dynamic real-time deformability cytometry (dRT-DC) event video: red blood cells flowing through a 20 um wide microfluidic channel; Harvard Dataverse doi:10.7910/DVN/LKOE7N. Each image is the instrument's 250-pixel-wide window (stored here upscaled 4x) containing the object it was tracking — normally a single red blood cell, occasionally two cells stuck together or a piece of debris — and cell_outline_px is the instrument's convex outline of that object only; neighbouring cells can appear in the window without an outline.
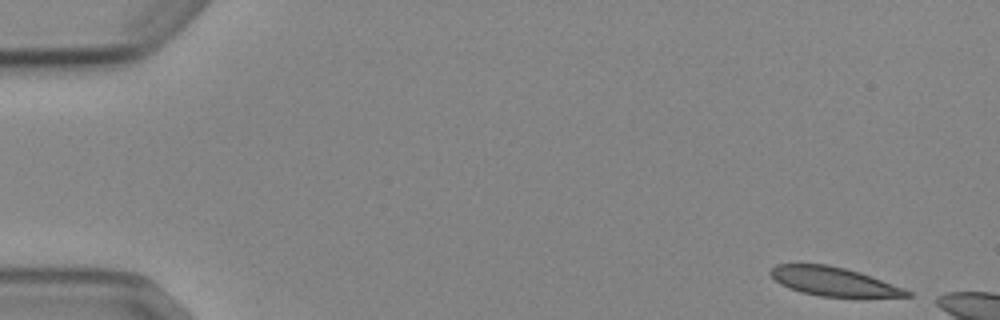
{"species": "Egyptian fruit bat (a non-hibernating species)", "species_latin": "Rousettus aegyptiacus", "temperature_condition": "cold", "stored_images_in_passage": 3, "camera_frame_rate_fps": 3000, "um_per_image_px": 0.085, "animal": {"sex": "female"}, "frame": {"image": 1, "passage_image": 1, "time_ms": 0.0, "image_size_px": [1000, 320], "cell_outline_px": [[912, 296], [820, 296], [800, 292], [788, 288], [780, 284], [768, 272], [776, 264], [828, 264], [860, 272], [904, 288], [912, 292]], "centroid_in_image_um": [70.81, 23.91], "position_along_channel_um": 14.2, "area_um2": 22.6}}